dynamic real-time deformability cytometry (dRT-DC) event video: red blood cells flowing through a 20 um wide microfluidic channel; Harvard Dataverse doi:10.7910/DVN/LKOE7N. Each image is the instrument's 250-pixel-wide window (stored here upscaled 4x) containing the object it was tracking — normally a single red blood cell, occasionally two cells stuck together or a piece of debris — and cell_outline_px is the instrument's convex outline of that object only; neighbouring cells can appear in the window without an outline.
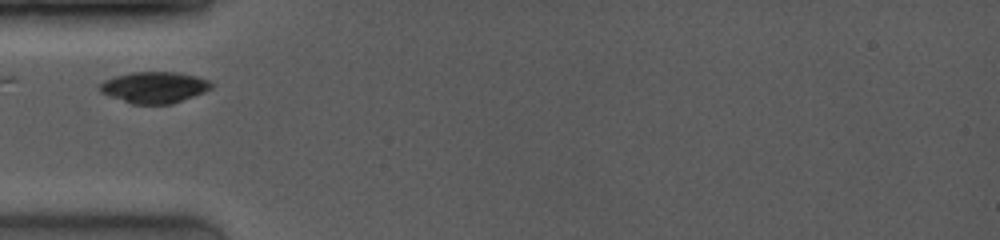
{"species": "common noctule bat (a hibernating species)", "species_latin": "Nyctalus noctula", "temperature_condition": "room temperature", "stored_images_in_passage": 8, "camera_frame_rate_fps": 4000, "um_per_image_px": 0.085, "animal": {"sex": "female", "body_mass_g": 19.0, "forearm_length_mm": 53.3}, "frame": {"image": 1, "passage_image": 2, "time_ms": 1.0, "image_size_px": [1000, 240], "cell_outline_px": [[212, 88], [204, 92], [172, 104], [132, 104], [108, 96], [100, 92], [100, 84], [104, 80], [116, 76], [132, 72], [180, 72], [196, 76], [208, 80], [212, 84]], "centroid_in_image_um": [13.11, 7.43], "position_along_channel_um": 71.9, "area_um2": 20.35}}